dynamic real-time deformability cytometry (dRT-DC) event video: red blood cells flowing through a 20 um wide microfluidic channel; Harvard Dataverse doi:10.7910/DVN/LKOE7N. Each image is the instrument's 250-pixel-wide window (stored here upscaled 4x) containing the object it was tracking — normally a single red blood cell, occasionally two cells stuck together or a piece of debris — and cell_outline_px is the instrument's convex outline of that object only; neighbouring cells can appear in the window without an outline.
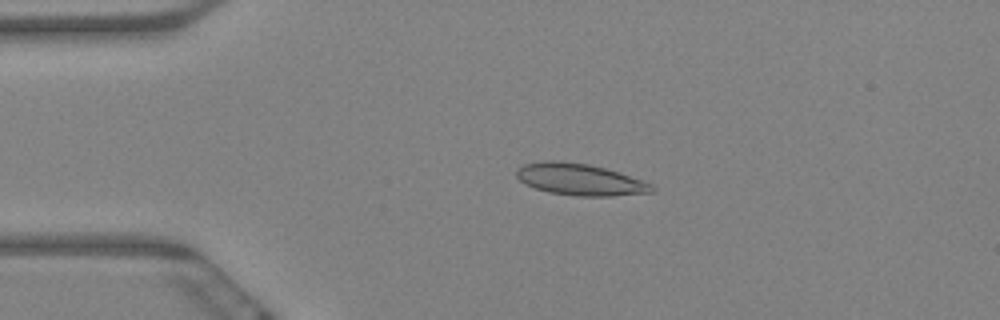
{"species": "Egyptian fruit bat (a non-hibernating species)", "species_latin": "Rousettus aegyptiacus", "temperature_condition": "warm", "stored_images_in_passage": 60, "camera_frame_rate_fps": 3000, "um_per_image_px": 0.085, "animal": {"sex": "female"}, "frame": {"image": 1, "passage_image": 13, "time_ms": 4.0, "image_size_px": [1000, 320], "cell_outline_px": [[656, 192], [612, 196], [576, 196], [548, 192], [524, 184], [516, 176], [516, 168], [524, 164], [544, 160], [556, 160], [588, 164], [604, 168], [652, 184], [656, 188]], "centroid_in_image_um": [49.26, 15.26], "position_along_channel_um": 35.7, "area_um2": 24.97}}
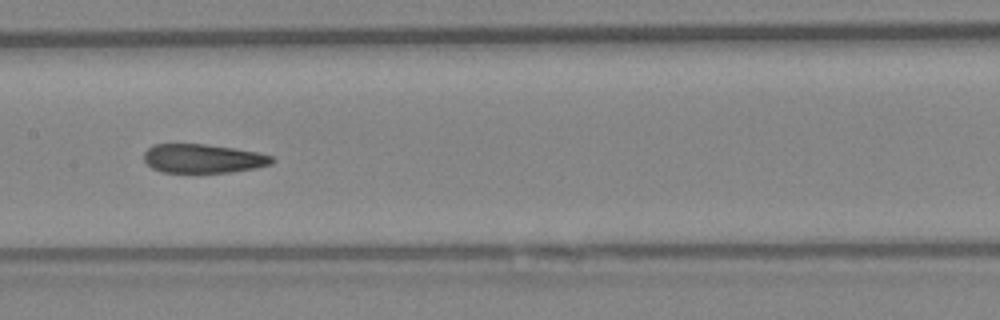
{"frame": {"image": 2, "passage_image": 30, "time_ms": 9.667, "image_size_px": [1000, 320], "cell_outline_px": [[276, 160], [272, 164], [256, 168], [232, 172], [164, 172], [152, 168], [144, 160], [144, 152], [152, 144], [204, 144], [232, 148], [256, 152], [272, 156]], "centroid_in_image_um": [17.27, 13.47], "position_along_channel_um": 190.1, "area_um2": 21.5}}
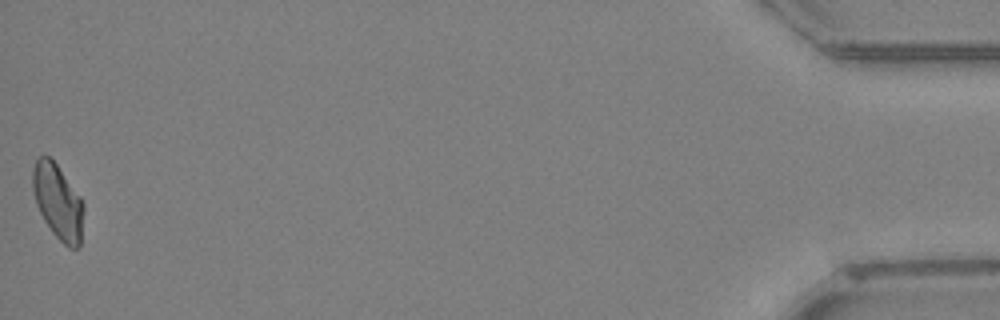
{"frame": {"image": 3, "passage_image": 60, "time_ms": 19.667, "image_size_px": [1000, 320], "cell_outline_px": [[84, 208], [80, 244], [76, 248], [68, 248], [52, 232], [44, 220], [36, 204], [32, 188], [32, 172], [36, 160], [40, 156], [48, 156], [56, 164], [80, 196], [84, 204]], "centroid_in_image_um": [4.92, 17.16], "position_along_channel_um": 430.3, "area_um2": 22.08}, "authors_computed_cell_mechanics": {"area_um2": 23.0911, "velocity_mm_per_s": 3.3868, "shape_relaxation_time_tau1_ms": null, "shape_relaxation_time_tau2_ms": 2.5299, "deformation_change_tau1": null, "deformation_change_tau2": 0.0883}}